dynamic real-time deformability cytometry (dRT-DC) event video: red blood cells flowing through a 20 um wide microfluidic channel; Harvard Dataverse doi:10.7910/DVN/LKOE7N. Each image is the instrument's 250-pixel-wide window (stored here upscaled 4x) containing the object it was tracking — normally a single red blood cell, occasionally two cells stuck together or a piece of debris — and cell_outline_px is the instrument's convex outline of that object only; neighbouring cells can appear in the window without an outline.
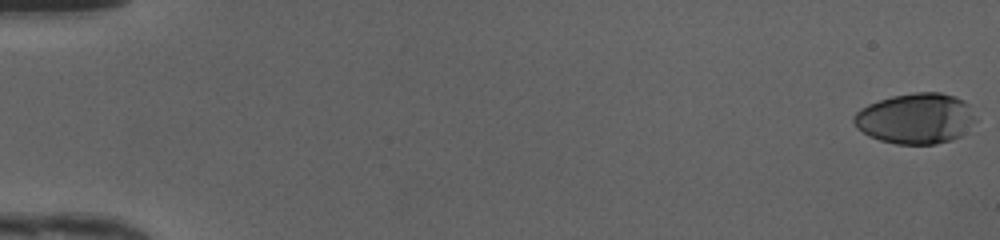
{"species": "human", "species_latin": "Homo sapiens", "temperature_condition": "cold", "stored_images_in_passage": 50, "camera_frame_rate_fps": 3000, "um_per_image_px": 0.085, "donor": {"sex": "female"}, "frame": {"image": 1, "passage_image": 1, "time_ms": 0.0, "image_size_px": [1000, 240], "cell_outline_px": [[976, 120], [960, 136], [952, 140], [936, 144], [896, 144], [880, 140], [868, 136], [856, 128], [852, 120], [852, 116], [860, 108], [868, 104], [892, 96], [912, 92], [940, 92], [956, 96], [964, 100], [968, 104]], "centroid_in_image_um": [77.8, 10.07], "position_along_channel_um": 7.2, "area_um2": 36.13}}
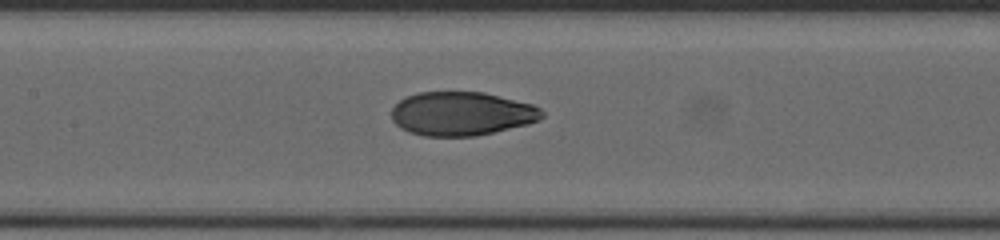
{"frame": {"image": 2, "passage_image": 25, "time_ms": 8.0, "image_size_px": [1000, 240], "cell_outline_px": [[544, 116], [540, 120], [528, 124], [476, 136], [424, 136], [408, 132], [400, 128], [392, 120], [392, 108], [400, 100], [416, 92], [484, 92], [532, 104], [540, 108], [544, 112]], "centroid_in_image_um": [39.24, 9.66], "position_along_channel_um": 168.2, "area_um2": 38.49}}
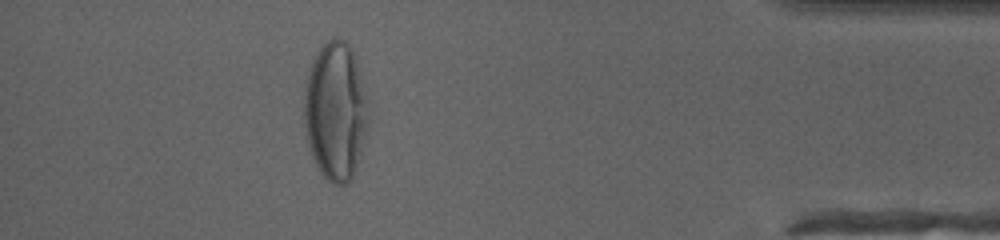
{"frame": {"image": 3, "passage_image": 45, "time_ms": 14.667, "image_size_px": [1000, 240], "cell_outline_px": [[368, 132], [356, 168], [348, 184], [332, 184], [320, 172], [312, 156], [304, 124], [304, 88], [308, 72], [316, 52], [328, 40], [336, 36], [344, 40], [352, 48], [356, 56], [368, 100]], "centroid_in_image_um": [28.54, 9.43], "position_along_channel_um": 406.7, "area_um2": 52.37}, "authors_computed_cell_mechanics": {"area_um2": 38.5237, "velocity_mm_per_s": 4.2207, "shape_relaxation_time_tau1_ms": 5.176, "shape_relaxation_time_tau2_ms": 0.6383, "deformation_change_tau1": 0.2533, "deformation_change_tau2": 0.0456}}